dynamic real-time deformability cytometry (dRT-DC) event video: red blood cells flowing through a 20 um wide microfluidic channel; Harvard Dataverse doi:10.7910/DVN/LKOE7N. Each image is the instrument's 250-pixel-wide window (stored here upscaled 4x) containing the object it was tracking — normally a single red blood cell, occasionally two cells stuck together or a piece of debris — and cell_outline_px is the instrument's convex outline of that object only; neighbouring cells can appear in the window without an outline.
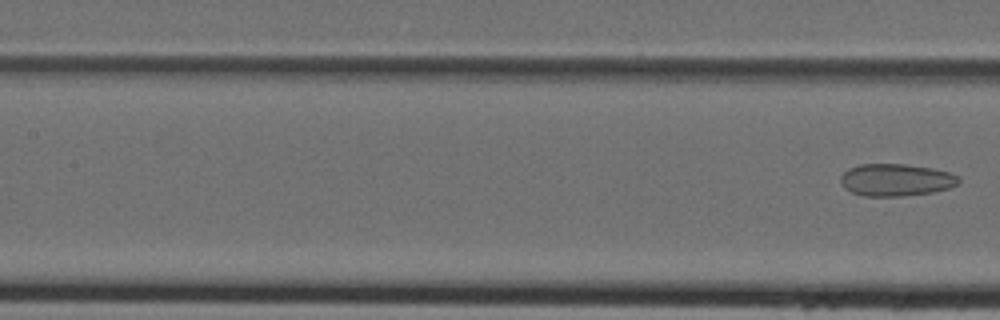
{"species": "Egyptian fruit bat (a non-hibernating species)", "species_latin": "Rousettus aegyptiacus", "temperature_condition": "cold", "stored_images_in_passage": 5, "segment_of_instrument_passage": [2, 2], "camera_frame_rate_fps": 3000, "um_per_image_px": 0.085, "animal": {"sex": "female"}, "frame": {"image": 1, "passage_image": 5, "time_ms": 1.333, "image_size_px": [1000, 320], "cell_outline_px": [[960, 184], [948, 188], [932, 192], [904, 196], [864, 196], [852, 192], [844, 188], [840, 180], [840, 176], [848, 168], [860, 164], [908, 164], [932, 168], [948, 172], [956, 176], [960, 180]], "centroid_in_image_um": [76.14, 15.29], "position_along_channel_um": 131.3, "area_um2": 22.25}}